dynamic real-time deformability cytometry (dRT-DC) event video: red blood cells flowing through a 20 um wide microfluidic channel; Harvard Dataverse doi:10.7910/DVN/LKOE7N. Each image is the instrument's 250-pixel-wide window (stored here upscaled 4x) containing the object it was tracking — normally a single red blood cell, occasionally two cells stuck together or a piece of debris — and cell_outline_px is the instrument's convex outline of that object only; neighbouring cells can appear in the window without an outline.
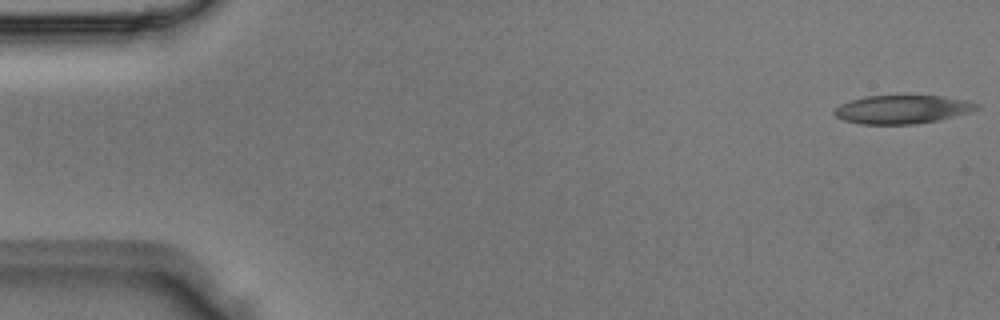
{"species": "Egyptian fruit bat (a non-hibernating species)", "species_latin": "Rousettus aegyptiacus", "temperature_condition": "room temperature", "stored_images_in_passage": 5, "camera_frame_rate_fps": 3000, "um_per_image_px": 0.085, "animal": {"sex": "male"}, "frame": {"image": 1, "passage_image": 1, "time_ms": 0.0, "image_size_px": [1000, 320], "cell_outline_px": [[980, 108], [968, 112], [936, 120], [916, 124], [860, 124], [844, 120], [836, 116], [832, 112], [840, 104], [852, 100], [868, 96], [940, 96], [964, 100], [980, 104]], "centroid_in_image_um": [76.66, 9.3], "position_along_channel_um": 8.3, "area_um2": 23.24}}